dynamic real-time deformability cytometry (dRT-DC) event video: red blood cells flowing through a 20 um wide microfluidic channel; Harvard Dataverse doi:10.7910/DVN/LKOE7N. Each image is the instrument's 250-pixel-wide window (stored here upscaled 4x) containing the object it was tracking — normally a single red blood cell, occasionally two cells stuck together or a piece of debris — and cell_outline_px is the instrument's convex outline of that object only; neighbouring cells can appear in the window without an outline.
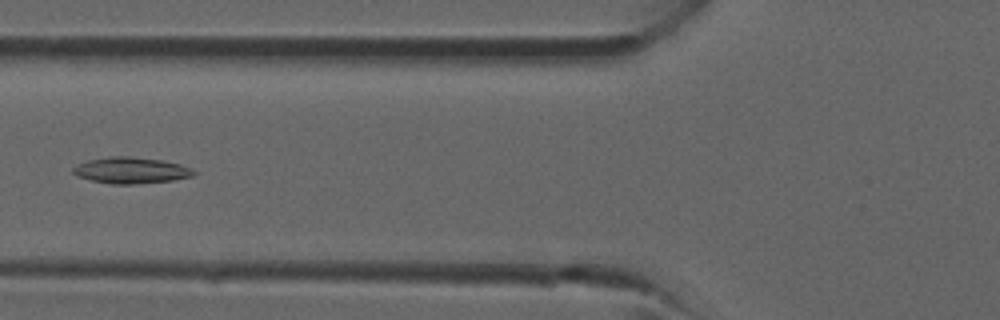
{"species": "common noctule bat (a hibernating species)", "species_latin": "Nyctalus noctula", "temperature_condition": "room temperature", "stored_images_in_passage": 34, "camera_frame_rate_fps": 3000, "um_per_image_px": 0.085, "animal": {"sex": "male", "forearm_length_mm": 52.5}, "frame": {"image": 1, "passage_image": 10, "time_ms": 3.0, "image_size_px": [1000, 320], "cell_outline_px": [[196, 172], [192, 176], [172, 180], [136, 184], [112, 184], [92, 180], [76, 176], [72, 172], [72, 168], [76, 164], [88, 160], [108, 156], [128, 156], [160, 160], [180, 164], [192, 168]], "centroid_in_image_um": [11.1, 14.47], "position_along_channel_um": 114.7, "area_um2": 18.44}}